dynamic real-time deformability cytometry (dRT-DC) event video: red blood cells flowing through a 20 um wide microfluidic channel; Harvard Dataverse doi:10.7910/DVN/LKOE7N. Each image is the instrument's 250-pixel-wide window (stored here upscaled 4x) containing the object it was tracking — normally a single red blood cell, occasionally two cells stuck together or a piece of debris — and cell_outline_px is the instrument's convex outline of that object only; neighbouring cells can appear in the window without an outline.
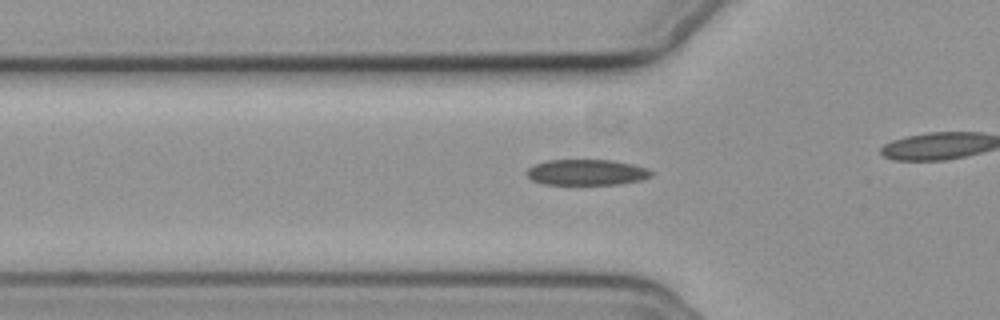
{"species": "common noctule bat (a hibernating species)", "species_latin": "Nyctalus noctula", "temperature_condition": "cold", "stored_images_in_passage": 43, "camera_frame_rate_fps": 3000, "um_per_image_px": 0.085, "animal": {"sex": "female", "body_mass_g": 19.3, "forearm_length_mm": 54.1}, "frame": {"image": 1, "passage_image": 18, "time_ms": 5.667, "image_size_px": [1000, 320], "cell_outline_px": [[652, 176], [644, 180], [620, 184], [544, 184], [532, 180], [528, 176], [528, 168], [536, 164], [548, 160], [612, 160], [632, 164], [648, 168], [652, 172]], "centroid_in_image_um": [49.92, 14.65], "position_along_channel_um": 75.9, "area_um2": 18.67}}
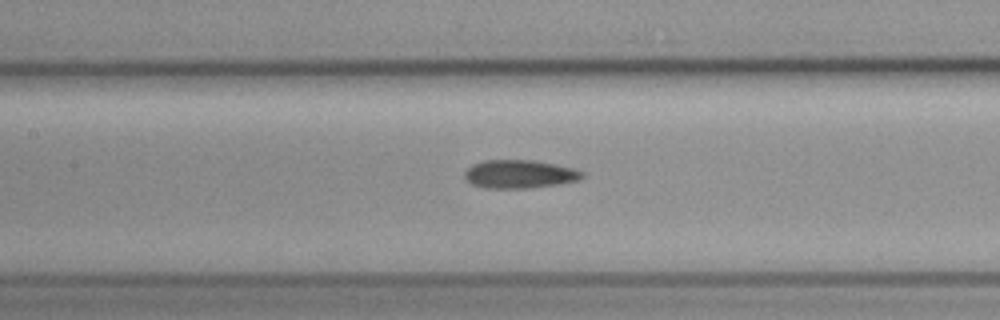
{"frame": {"image": 2, "passage_image": 25, "time_ms": 8.0, "image_size_px": [1000, 320], "cell_outline_px": [[584, 176], [580, 180], [560, 184], [528, 188], [484, 188], [472, 184], [464, 176], [464, 172], [472, 164], [484, 160], [536, 160], [556, 164], [572, 168], [584, 172]], "centroid_in_image_um": [44.18, 14.79], "position_along_channel_um": 163.2, "area_um2": 19.54}}
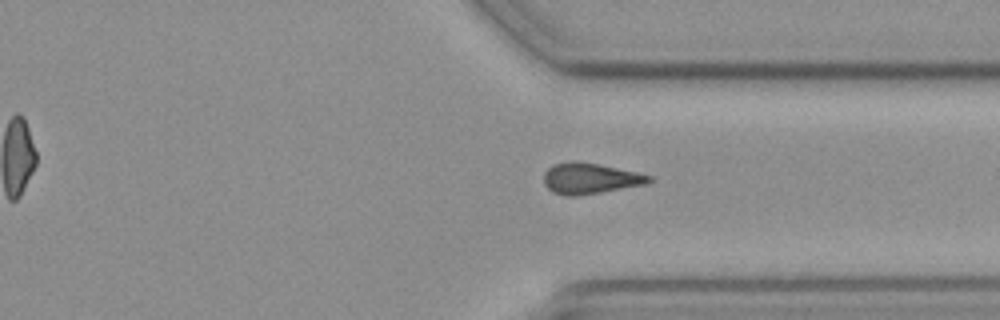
{"frame": {"image": 3, "passage_image": 41, "time_ms": 13.333, "image_size_px": [1000, 320], "cell_outline_px": [[652, 180], [644, 184], [600, 192], [576, 196], [564, 196], [552, 192], [544, 184], [544, 172], [552, 164], [596, 164], [636, 172], [652, 176]], "centroid_in_image_um": [50.13, 15.21], "position_along_channel_um": 361.3, "area_um2": 18.09}}